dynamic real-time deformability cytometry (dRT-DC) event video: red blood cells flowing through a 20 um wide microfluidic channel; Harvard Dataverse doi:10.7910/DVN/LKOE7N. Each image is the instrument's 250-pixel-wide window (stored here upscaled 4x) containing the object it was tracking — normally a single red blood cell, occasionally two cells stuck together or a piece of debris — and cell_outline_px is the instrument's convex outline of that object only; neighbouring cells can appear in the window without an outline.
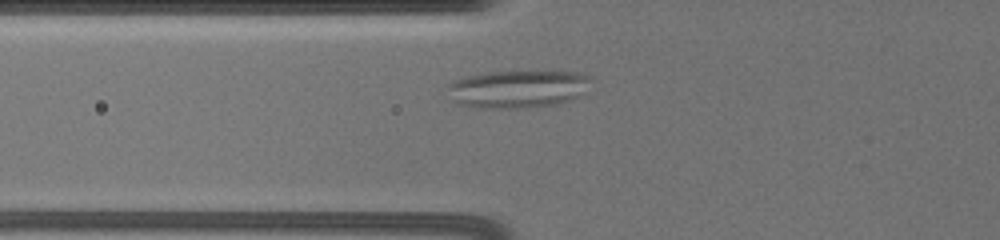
{"species": "common noctule bat (a hibernating species)", "species_latin": "Nyctalus noctula", "temperature_condition": "warm", "stored_images_in_passage": 25, "camera_frame_rate_fps": 3000, "um_per_image_px": 0.085, "animal": {"sex": "female", "body_mass_g": 19.5, "forearm_length_mm": 54.1}, "frame": {"image": 1, "passage_image": 6, "time_ms": 2.667, "image_size_px": [1000, 240], "cell_outline_px": [[588, 80], [580, 96], [568, 100], [552, 104], [520, 108], [484, 108], [460, 104], [456, 100], [444, 84], [464, 76], [488, 72], [580, 72], [588, 76]], "centroid_in_image_um": [43.94, 7.55], "position_along_channel_um": 81.9, "area_um2": 30.75}}
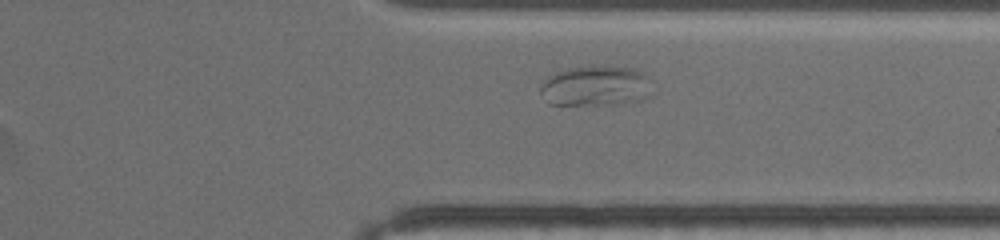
{"frame": {"image": 2, "passage_image": 21, "time_ms": 10.667, "image_size_px": [1000, 240], "cell_outline_px": [[656, 80], [644, 96], [640, 100], [616, 104], [548, 104], [544, 100], [540, 92], [540, 84], [548, 76], [556, 72], [568, 68], [632, 68], [644, 72]], "centroid_in_image_um": [50.63, 7.32], "position_along_channel_um": 360.8, "area_um2": 25.89}}
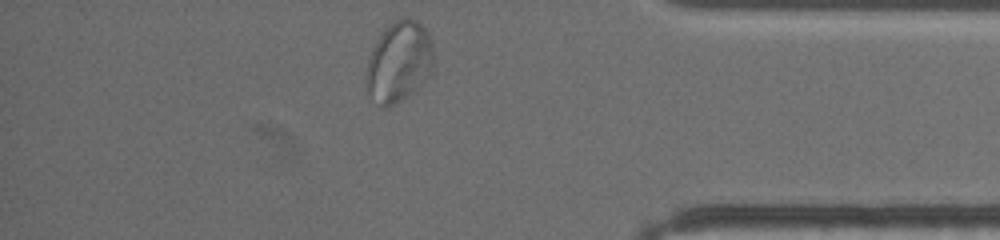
{"frame": {"image": 3, "passage_image": 24, "time_ms": 12.333, "image_size_px": [1000, 240], "cell_outline_px": [[432, 72], [408, 96], [384, 108], [368, 92], [368, 60], [372, 48], [388, 24], [404, 16], [416, 20], [428, 32], [432, 44]], "centroid_in_image_um": [33.94, 5.2], "position_along_channel_um": 401.3, "area_um2": 30.87}}